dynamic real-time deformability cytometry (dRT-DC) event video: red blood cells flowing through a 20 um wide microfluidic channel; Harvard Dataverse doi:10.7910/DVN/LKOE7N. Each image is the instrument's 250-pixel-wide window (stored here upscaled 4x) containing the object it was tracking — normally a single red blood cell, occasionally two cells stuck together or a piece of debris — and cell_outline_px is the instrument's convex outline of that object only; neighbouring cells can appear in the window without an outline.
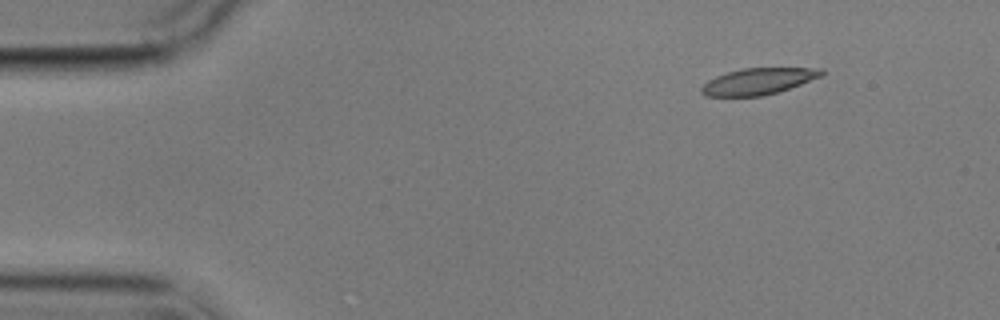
{"species": "common noctule bat (a hibernating species)", "species_latin": "Nyctalus noctula", "temperature_condition": "cold", "stored_images_in_passage": 4, "camera_frame_rate_fps": 3000, "um_per_image_px": 0.085, "animal": {"sex": "male", "body_mass_g": 17.9}, "frame": {"image": 1, "passage_image": 1, "time_ms": 0.0, "image_size_px": [1000, 320], "cell_outline_px": [[824, 72], [820, 76], [800, 84], [764, 96], [704, 96], [700, 92], [700, 88], [708, 80], [716, 76], [728, 72], [744, 68], [824, 68]], "centroid_in_image_um": [64.41, 6.91], "position_along_channel_um": 20.6, "area_um2": 18.26}}